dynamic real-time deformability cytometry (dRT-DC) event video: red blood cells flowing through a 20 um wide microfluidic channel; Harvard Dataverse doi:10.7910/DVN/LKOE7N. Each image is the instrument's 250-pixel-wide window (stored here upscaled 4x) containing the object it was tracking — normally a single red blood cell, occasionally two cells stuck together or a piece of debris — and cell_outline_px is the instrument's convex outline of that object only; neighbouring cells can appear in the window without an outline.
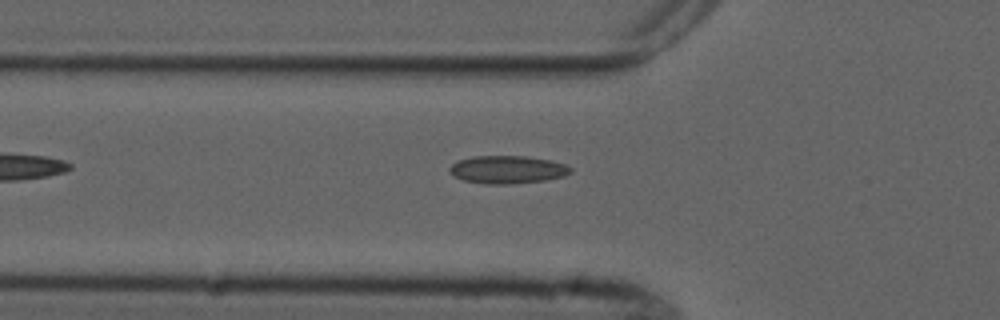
{"species": "common noctule bat (a hibernating species)", "species_latin": "Nyctalus noctula", "temperature_condition": "cold", "stored_images_in_passage": 3, "camera_frame_rate_fps": 3000, "um_per_image_px": 0.085, "animal": {"sex": "male", "forearm_length_mm": 52.5}, "frame": {"image": 1, "passage_image": 3, "time_ms": 2.333, "image_size_px": [1000, 320], "cell_outline_px": [[572, 172], [564, 176], [544, 180], [504, 184], [484, 184], [464, 180], [452, 176], [448, 168], [452, 164], [460, 160], [472, 156], [524, 156], [552, 160], [564, 164], [572, 168]], "centroid_in_image_um": [43.12, 14.41], "position_along_channel_um": 82.7, "area_um2": 19.59}}